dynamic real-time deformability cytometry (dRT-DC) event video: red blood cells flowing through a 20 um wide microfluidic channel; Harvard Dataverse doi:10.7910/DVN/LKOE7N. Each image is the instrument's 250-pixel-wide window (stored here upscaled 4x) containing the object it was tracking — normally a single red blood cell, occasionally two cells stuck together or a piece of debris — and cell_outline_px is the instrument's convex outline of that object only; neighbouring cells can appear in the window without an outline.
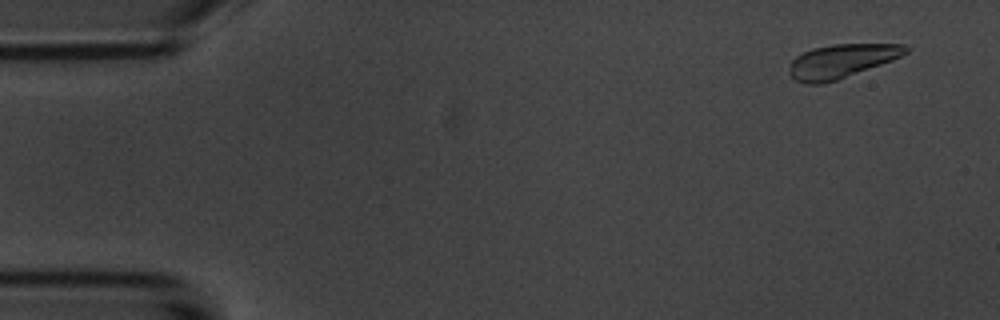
{"species": "common noctule bat (a hibernating species)", "species_latin": "Nyctalus noctula", "temperature_condition": "room temperature", "stored_images_in_passage": 7, "camera_frame_rate_fps": 3000, "um_per_image_px": 0.085, "animal": {"sex": "male", "body_mass_g": 20.1, "forearm_length_mm": 53.5}, "frame": {"image": 1, "passage_image": 1, "time_ms": 0.0, "image_size_px": [1000, 320], "cell_outline_px": [[908, 52], [892, 60], [836, 80], [824, 84], [808, 84], [796, 80], [788, 72], [792, 60], [796, 56], [812, 48], [832, 44], [904, 44], [908, 48]], "centroid_in_image_um": [71.5, 5.18], "position_along_channel_um": 13.5, "area_um2": 22.66}}
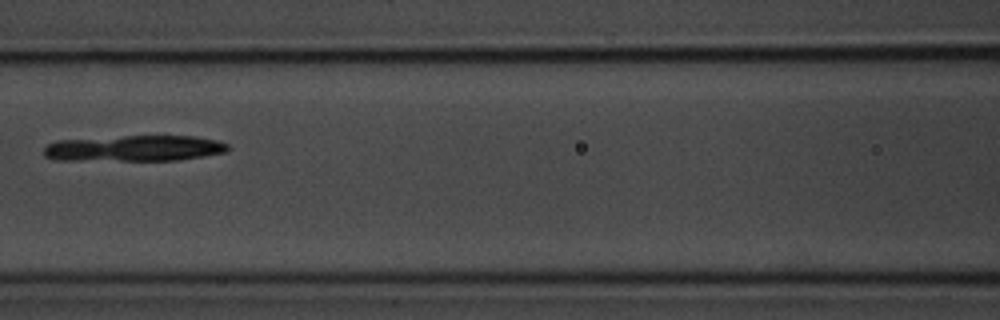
{"frame": {"image": 2, "passage_image": 7, "time_ms": 7.0, "image_size_px": [1000, 320], "cell_outline_px": [[228, 152], [204, 156], [176, 160], [56, 160], [44, 156], [44, 148], [48, 144], [56, 140], [124, 136], [196, 136], [216, 140], [228, 144]], "centroid_in_image_um": [11.41, 12.6], "position_along_channel_um": 155.2, "area_um2": 27.86}}